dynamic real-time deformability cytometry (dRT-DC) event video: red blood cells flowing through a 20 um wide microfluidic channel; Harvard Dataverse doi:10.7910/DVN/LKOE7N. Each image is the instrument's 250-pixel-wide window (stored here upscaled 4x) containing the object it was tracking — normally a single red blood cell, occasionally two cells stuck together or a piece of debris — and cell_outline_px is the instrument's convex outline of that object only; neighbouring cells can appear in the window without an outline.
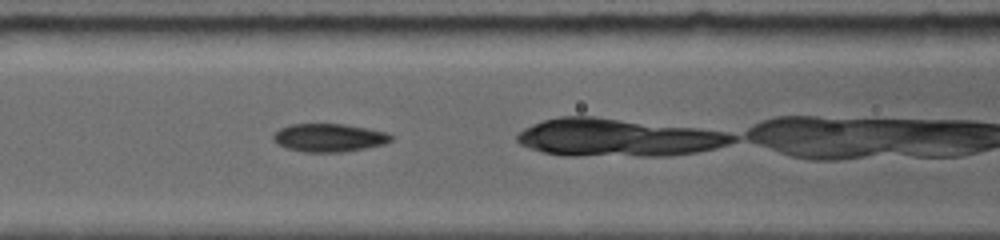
{"species": "common noctule bat (a hibernating species)", "species_latin": "Nyctalus noctula", "temperature_condition": "room temperature", "stored_images_in_passage": 7, "camera_frame_rate_fps": 5000, "um_per_image_px": 0.085, "animal": {"sex": "female", "body_mass_g": 19.0, "forearm_length_mm": 56.7}, "frame": {"image": 1, "passage_image": 3, "time_ms": 2.0, "image_size_px": [1000, 240], "cell_outline_px": [[392, 140], [380, 144], [364, 148], [340, 152], [304, 152], [288, 148], [280, 144], [272, 136], [280, 128], [292, 124], [340, 124], [364, 128], [384, 132], [392, 136]], "centroid_in_image_um": [27.93, 11.7], "position_along_channel_um": 138.7, "area_um2": 18.67}}